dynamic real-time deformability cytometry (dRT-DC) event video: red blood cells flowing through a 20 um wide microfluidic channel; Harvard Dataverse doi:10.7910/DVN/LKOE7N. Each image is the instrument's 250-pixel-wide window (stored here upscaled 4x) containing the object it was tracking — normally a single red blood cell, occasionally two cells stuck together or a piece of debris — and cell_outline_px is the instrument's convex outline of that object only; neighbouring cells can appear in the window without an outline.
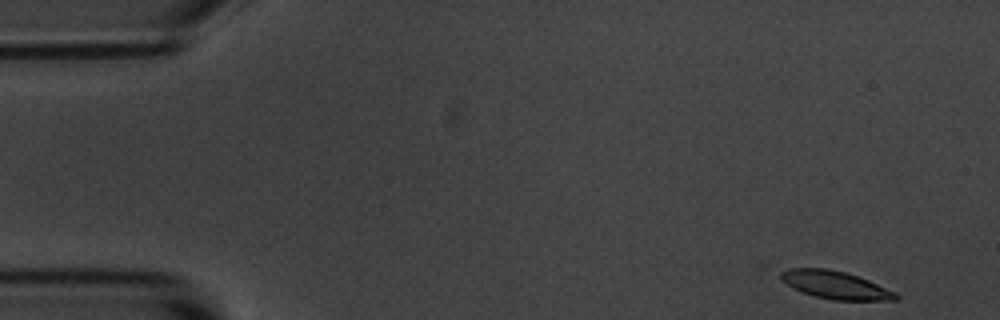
{"species": "common noctule bat (a hibernating species)", "species_latin": "Nyctalus noctula", "temperature_condition": "room temperature", "stored_images_in_passage": 54, "camera_frame_rate_fps": 3000, "um_per_image_px": 0.085, "animal": {"sex": "male", "body_mass_g": 20.1, "forearm_length_mm": 53.5}, "frame": {"image": 1, "passage_image": 1, "time_ms": 0.0, "image_size_px": [1000, 320], "cell_outline_px": [[900, 300], [832, 300], [816, 296], [804, 292], [780, 280], [780, 272], [788, 268], [828, 268], [844, 272], [868, 280], [896, 292], [900, 296]], "centroid_in_image_um": [71.03, 24.22], "position_along_channel_um": 14.0, "area_um2": 18.44}}
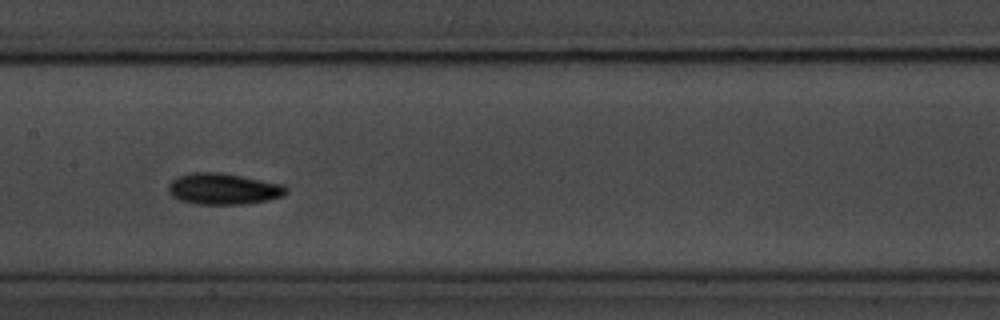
{"frame": {"image": 2, "passage_image": 25, "time_ms": 8.0, "image_size_px": [1000, 320], "cell_outline_px": [[288, 192], [284, 196], [268, 200], [244, 204], [196, 204], [180, 200], [172, 196], [168, 192], [168, 184], [176, 176], [192, 172], [220, 172], [284, 184], [288, 188]], "centroid_in_image_um": [18.99, 16.05], "position_along_channel_um": 188.4, "area_um2": 21.68}}
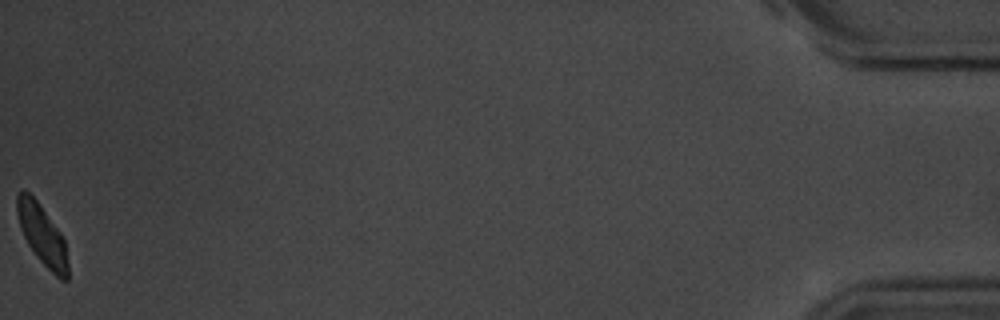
{"frame": {"image": 3, "passage_image": 54, "time_ms": 17.667, "image_size_px": [1000, 320], "cell_outline_px": [[68, 280], [60, 280], [36, 256], [28, 244], [20, 228], [16, 212], [16, 192], [24, 188], [40, 204], [60, 232], [64, 240], [68, 264]], "centroid_in_image_um": [3.56, 19.93], "position_along_channel_um": 431.6, "area_um2": 17.86}, "authors_computed_cell_mechanics": {"area_um2": 19.8254, "velocity_mm_per_s": 3.5388, "shape_relaxation_time_tau1_ms": 2.4124, "shape_relaxation_time_tau2_ms": 2.8113, "deformation_change_tau1": 0.0978, "deformation_change_tau2": 0.07}}